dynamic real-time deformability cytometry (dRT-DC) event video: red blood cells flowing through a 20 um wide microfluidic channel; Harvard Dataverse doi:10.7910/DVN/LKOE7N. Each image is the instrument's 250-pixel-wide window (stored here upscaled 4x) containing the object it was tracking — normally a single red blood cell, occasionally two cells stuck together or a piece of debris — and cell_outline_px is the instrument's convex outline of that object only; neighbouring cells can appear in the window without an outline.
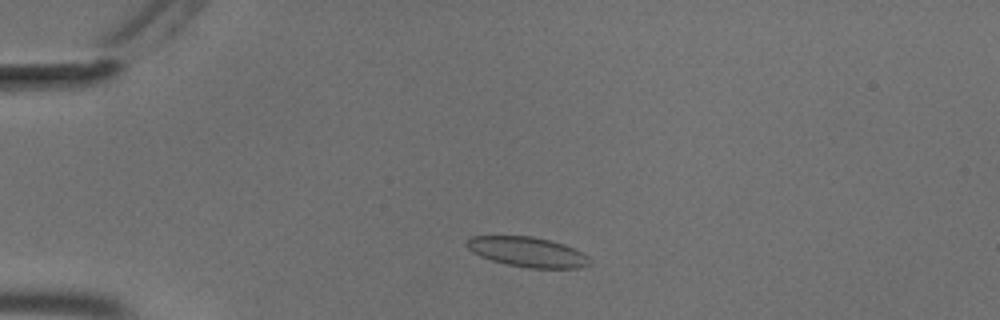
{"species": "common noctule bat (a hibernating species)", "species_latin": "Nyctalus noctula", "temperature_condition": "cold", "stored_images_in_passage": 49, "camera_frame_rate_fps": 3000, "um_per_image_px": 0.085, "animal": {"sex": "male", "body_mass_g": 18.8}, "frame": {"image": 1, "passage_image": 7, "time_ms": 2.0, "image_size_px": [1000, 320], "cell_outline_px": [[592, 264], [580, 268], [528, 268], [508, 264], [492, 260], [480, 256], [472, 252], [468, 248], [468, 240], [472, 236], [532, 236], [564, 244], [588, 256], [592, 260]], "centroid_in_image_um": [44.88, 21.42], "position_along_channel_um": 40.1, "area_um2": 21.27}}
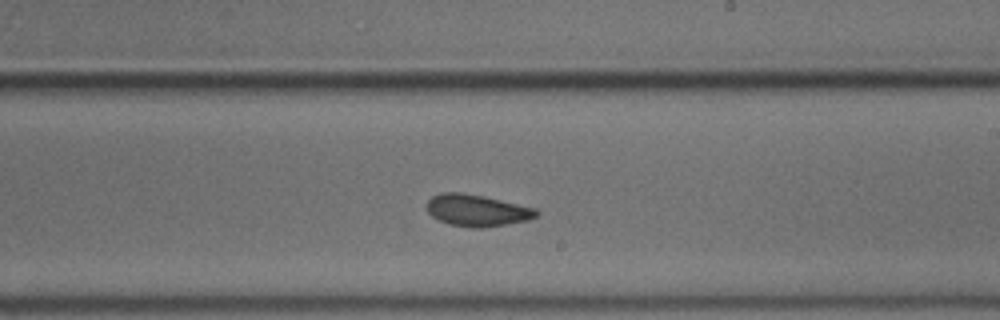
{"frame": {"image": 2, "passage_image": 27, "time_ms": 8.667, "image_size_px": [1000, 320], "cell_outline_px": [[540, 212], [536, 216], [528, 220], [480, 228], [472, 228], [448, 224], [432, 216], [428, 212], [424, 204], [432, 196], [440, 192], [460, 192], [484, 196], [536, 208]], "centroid_in_image_um": [40.5, 17.87], "position_along_channel_um": 248.5, "area_um2": 20.35}}
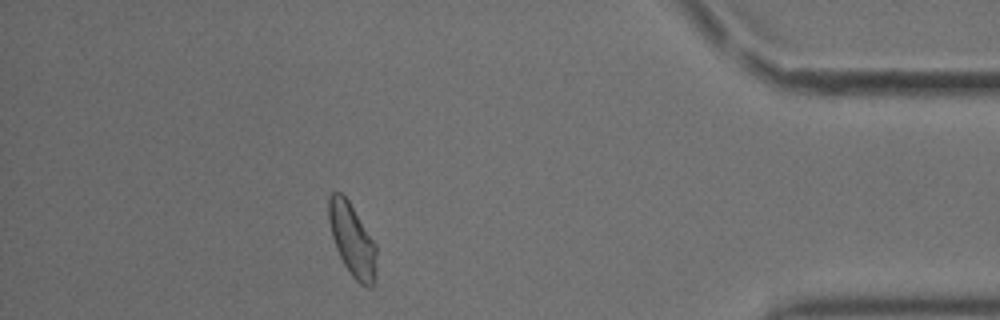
{"frame": {"image": 3, "passage_image": 43, "time_ms": 14.0, "image_size_px": [1000, 320], "cell_outline_px": [[376, 280], [372, 288], [368, 288], [360, 284], [352, 276], [344, 264], [336, 248], [332, 236], [328, 220], [328, 196], [332, 192], [340, 192], [348, 200], [376, 244]], "centroid_in_image_um": [29.94, 20.41], "position_along_channel_um": 405.3, "area_um2": 20.29}, "authors_computed_cell_mechanics": {"area_um2": 20.519, "velocity_mm_per_s": 3.6655, "shape_relaxation_time_tau1_ms": 3.5477, "shape_relaxation_time_tau2_ms": 1.871, "deformation_change_tau1": 0.0877, "deformation_change_tau2": 0.064}}